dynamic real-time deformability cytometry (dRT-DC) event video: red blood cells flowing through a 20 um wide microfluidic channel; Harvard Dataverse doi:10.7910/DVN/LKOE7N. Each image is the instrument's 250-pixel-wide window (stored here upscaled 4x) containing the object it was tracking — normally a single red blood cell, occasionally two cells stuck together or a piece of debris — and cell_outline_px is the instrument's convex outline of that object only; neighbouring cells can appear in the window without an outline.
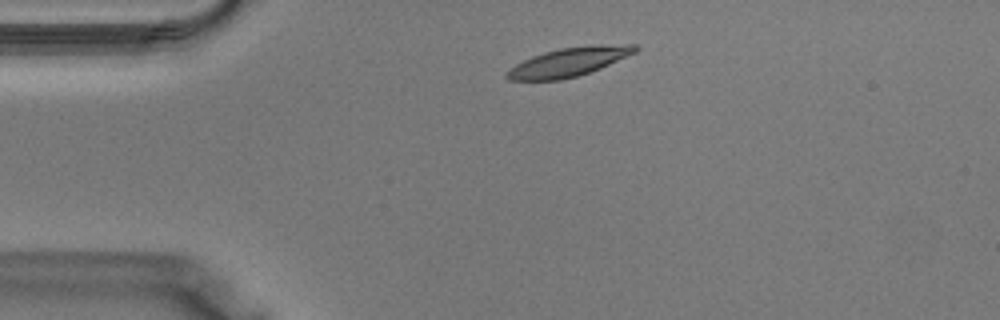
{"species": "Egyptian fruit bat (a non-hibernating species)", "species_latin": "Rousettus aegyptiacus", "temperature_condition": "warm", "stored_images_in_passage": 33, "camera_frame_rate_fps": 3000, "um_per_image_px": 0.085, "animal": {"sex": "male"}, "frame": {"image": 1, "passage_image": 2, "time_ms": 0.333, "image_size_px": [1000, 320], "cell_outline_px": [[640, 48], [636, 52], [600, 68], [576, 76], [560, 80], [508, 80], [504, 76], [504, 72], [516, 64], [532, 56], [544, 52], [560, 48], [592, 44], [636, 44]], "centroid_in_image_um": [48.35, 5.25], "position_along_channel_um": 36.7, "area_um2": 21.62}}
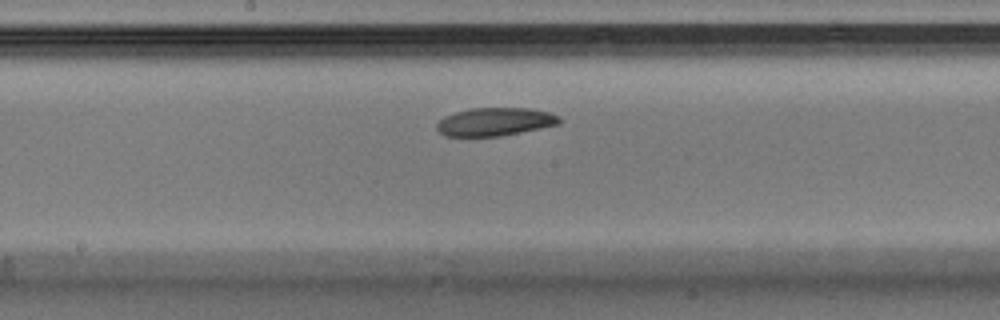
{"frame": {"image": 2, "passage_image": 14, "time_ms": 4.333, "image_size_px": [1000, 320], "cell_outline_px": [[564, 120], [560, 124], [500, 136], [444, 136], [436, 128], [436, 124], [444, 116], [468, 108], [532, 108], [548, 112], [560, 116]], "centroid_in_image_um": [42.1, 10.34], "position_along_channel_um": 206.1, "area_um2": 20.23}}
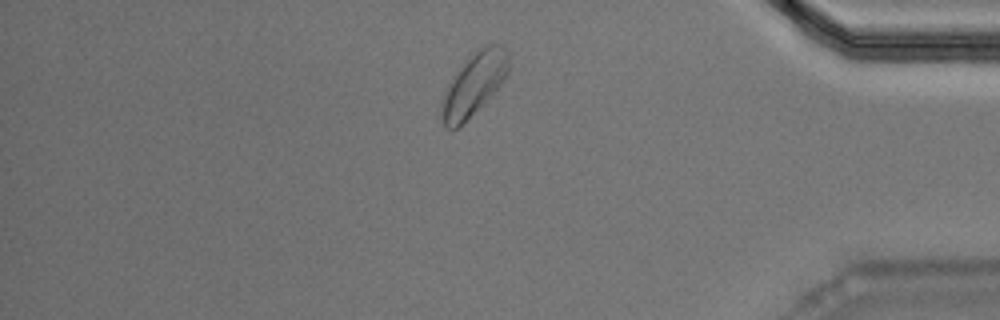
{"frame": {"image": 3, "passage_image": 27, "time_ms": 8.667, "image_size_px": [1000, 320], "cell_outline_px": [[508, 72], [504, 80], [456, 128], [448, 128], [444, 124], [440, 116], [440, 104], [452, 80], [468, 56], [476, 48], [484, 44], [500, 44], [508, 52]], "centroid_in_image_um": [40.29, 7.07], "position_along_channel_um": 394.9, "area_um2": 23.41}}